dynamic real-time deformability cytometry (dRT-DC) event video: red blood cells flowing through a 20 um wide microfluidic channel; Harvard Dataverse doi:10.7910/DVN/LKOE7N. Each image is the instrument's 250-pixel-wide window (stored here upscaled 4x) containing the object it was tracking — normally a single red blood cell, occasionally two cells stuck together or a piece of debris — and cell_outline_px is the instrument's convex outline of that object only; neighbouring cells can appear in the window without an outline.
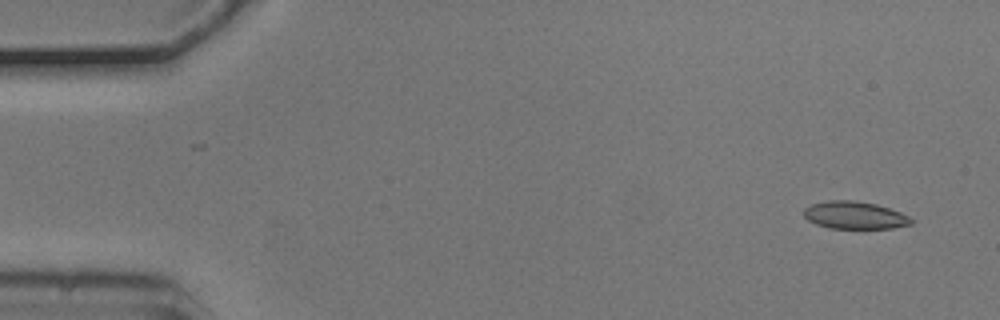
{"species": "common noctule bat (a hibernating species)", "species_latin": "Nyctalus noctula", "temperature_condition": "cold", "stored_images_in_passage": 7, "camera_frame_rate_fps": 3000, "um_per_image_px": 0.085, "animal": {"sex": "male", "body_mass_g": 20.5, "forearm_length_mm": 52.5}, "frame": {"image": 1, "passage_image": 1, "time_ms": 0.0, "image_size_px": [1000, 320], "cell_outline_px": [[912, 224], [892, 228], [828, 228], [816, 224], [808, 220], [804, 216], [804, 208], [812, 204], [828, 200], [856, 200], [876, 204], [900, 212], [908, 216], [912, 220]], "centroid_in_image_um": [72.63, 18.29], "position_along_channel_um": 12.4, "area_um2": 17.17}}
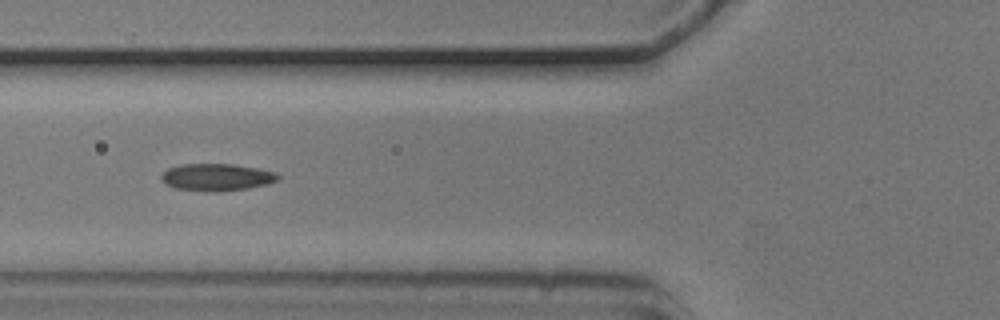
{"frame": {"image": 2, "passage_image": 5, "time_ms": 1.333, "image_size_px": [1000, 320], "cell_outline_px": [[280, 180], [268, 184], [248, 188], [220, 192], [212, 192], [172, 188], [164, 184], [160, 180], [160, 176], [168, 168], [180, 164], [232, 164], [256, 168], [276, 172], [280, 176]], "centroid_in_image_um": [18.4, 15.07], "position_along_channel_um": 107.4, "area_um2": 18.79}}
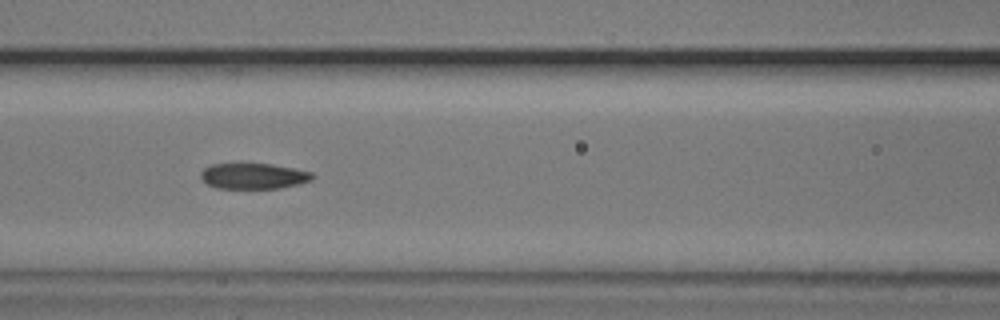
{"frame": {"image": 3, "passage_image": 6, "time_ms": 1.667, "image_size_px": [1000, 320], "cell_outline_px": [[316, 176], [312, 180], [300, 184], [280, 188], [216, 188], [208, 184], [200, 176], [200, 172], [204, 168], [212, 164], [272, 164], [312, 172]], "centroid_in_image_um": [21.58, 14.97], "position_along_channel_um": 145.0, "area_um2": 16.7}}